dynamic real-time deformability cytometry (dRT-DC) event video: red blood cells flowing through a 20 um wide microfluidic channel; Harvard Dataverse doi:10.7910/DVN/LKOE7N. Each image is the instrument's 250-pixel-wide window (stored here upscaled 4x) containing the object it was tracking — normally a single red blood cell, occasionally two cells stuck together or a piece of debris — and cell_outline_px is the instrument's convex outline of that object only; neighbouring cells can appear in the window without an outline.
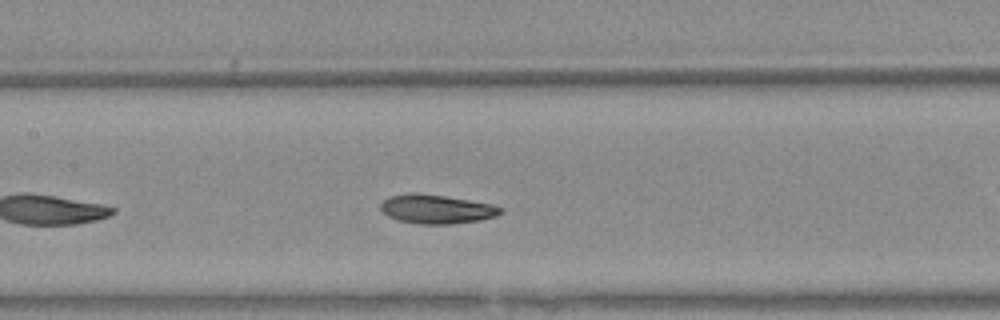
{"species": "Egyptian fruit bat (a non-hibernating species)", "species_latin": "Rousettus aegyptiacus", "temperature_condition": "warm", "stored_images_in_passage": 15, "camera_frame_rate_fps": 3000, "um_per_image_px": 0.085, "animal": {"sex": "female"}, "frame": {"image": 1, "passage_image": 11, "time_ms": 3.333, "image_size_px": [1000, 320], "cell_outline_px": [[504, 208], [496, 216], [480, 220], [452, 224], [416, 224], [400, 220], [388, 216], [380, 208], [380, 204], [388, 196], [408, 192], [416, 192], [444, 196], [492, 204]], "centroid_in_image_um": [37.08, 17.76], "position_along_channel_um": 170.3, "area_um2": 20.29}}